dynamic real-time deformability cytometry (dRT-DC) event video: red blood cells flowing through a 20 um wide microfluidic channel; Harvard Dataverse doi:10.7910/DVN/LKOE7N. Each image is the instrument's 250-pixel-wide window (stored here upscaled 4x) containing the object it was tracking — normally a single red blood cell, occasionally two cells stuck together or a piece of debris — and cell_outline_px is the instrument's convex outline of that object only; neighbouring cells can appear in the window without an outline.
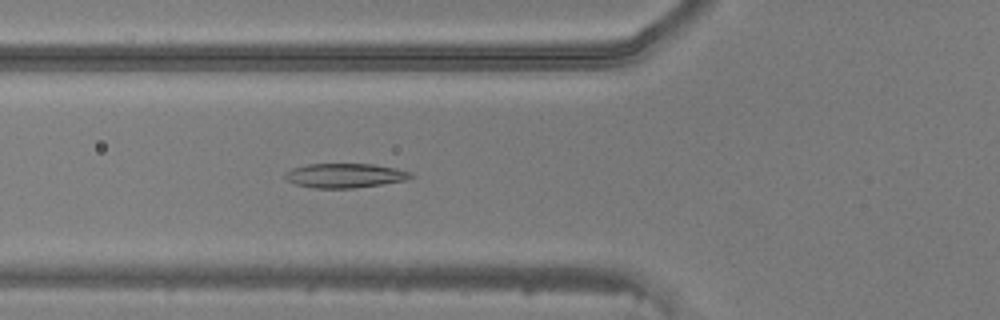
{"species": "common noctule bat (a hibernating species)", "species_latin": "Nyctalus noctula", "temperature_condition": "warm", "stored_images_in_passage": 38, "camera_frame_rate_fps": 3000, "um_per_image_px": 0.085, "animal": {"sex": "male", "body_mass_g": 20.5, "forearm_length_mm": 52.5}, "frame": {"image": 1, "passage_image": 8, "time_ms": 2.333, "image_size_px": [1000, 320], "cell_outline_px": [[416, 176], [404, 180], [380, 184], [352, 188], [312, 188], [296, 184], [288, 180], [284, 176], [292, 168], [308, 164], [372, 164], [396, 168], [412, 172]], "centroid_in_image_um": [29.34, 14.92], "position_along_channel_um": 96.5, "area_um2": 17.69}}
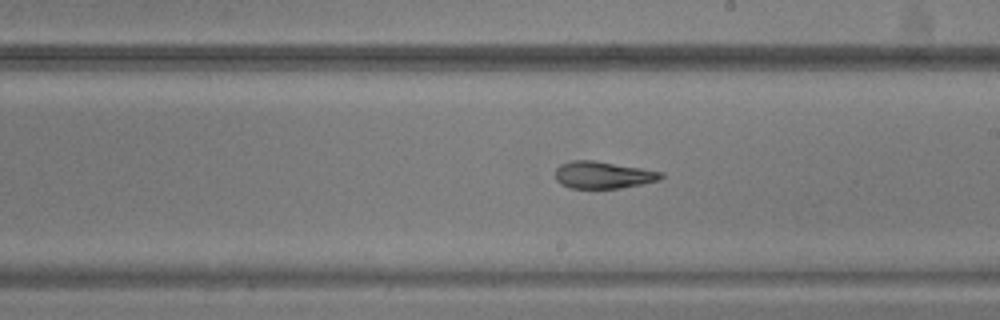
{"frame": {"image": 2, "passage_image": 18, "time_ms": 5.667, "image_size_px": [1000, 320], "cell_outline_px": [[664, 176], [660, 180], [620, 188], [568, 188], [560, 184], [556, 180], [556, 168], [560, 164], [572, 160], [592, 160], [664, 172]], "centroid_in_image_um": [51.24, 14.87], "position_along_channel_um": 237.8, "area_um2": 16.65}}
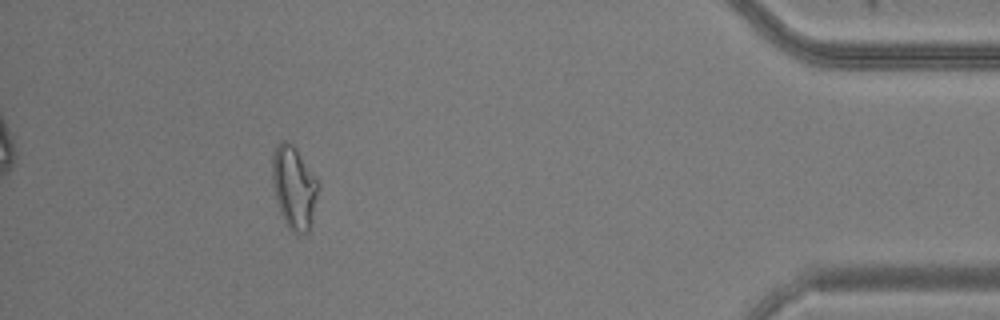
{"frame": {"image": 3, "passage_image": 34, "time_ms": 11.0, "image_size_px": [1000, 320], "cell_outline_px": [[320, 184], [308, 232], [296, 232], [288, 228], [280, 212], [276, 200], [272, 180], [272, 152], [276, 144], [280, 140], [288, 140], [296, 148]], "centroid_in_image_um": [24.96, 15.86], "position_along_channel_um": 410.2, "area_um2": 22.02}}